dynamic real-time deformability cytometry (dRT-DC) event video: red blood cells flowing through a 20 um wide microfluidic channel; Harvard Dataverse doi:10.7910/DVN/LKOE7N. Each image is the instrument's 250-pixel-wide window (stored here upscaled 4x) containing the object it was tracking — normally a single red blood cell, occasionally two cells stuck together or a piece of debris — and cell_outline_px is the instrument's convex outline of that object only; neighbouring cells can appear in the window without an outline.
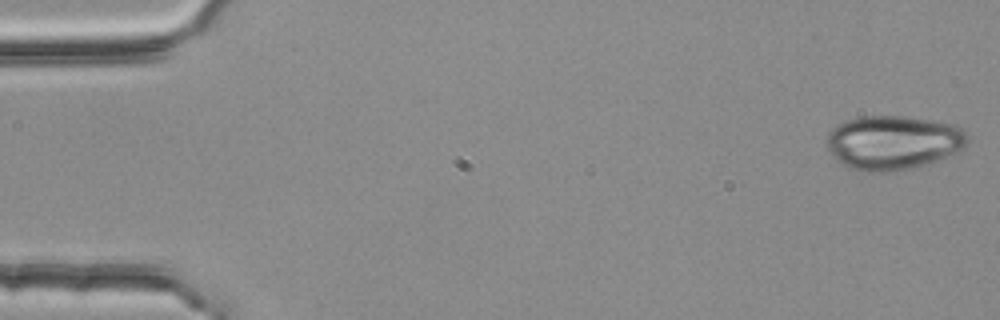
{"species": "common noctule bat (a hibernating species)", "species_latin": "Nyctalus noctula", "temperature_condition": "room temperature", "stored_images_in_passage": 4, "camera_frame_rate_fps": 3000, "um_per_image_px": 0.085, "animal": {"sex": "female", "body_mass_g": 25.1}, "frame": {"image": 1, "passage_image": 1, "time_ms": 0.0, "image_size_px": [1000, 320], "cell_outline_px": [[968, 140], [964, 148], [956, 152], [936, 160], [924, 164], [884, 172], [864, 172], [848, 168], [836, 160], [828, 148], [824, 140], [828, 132], [836, 124], [860, 116], [900, 116], [956, 124], [968, 136]], "centroid_in_image_um": [75.86, 12.1], "position_along_channel_um": 9.1, "area_um2": 44.27}}